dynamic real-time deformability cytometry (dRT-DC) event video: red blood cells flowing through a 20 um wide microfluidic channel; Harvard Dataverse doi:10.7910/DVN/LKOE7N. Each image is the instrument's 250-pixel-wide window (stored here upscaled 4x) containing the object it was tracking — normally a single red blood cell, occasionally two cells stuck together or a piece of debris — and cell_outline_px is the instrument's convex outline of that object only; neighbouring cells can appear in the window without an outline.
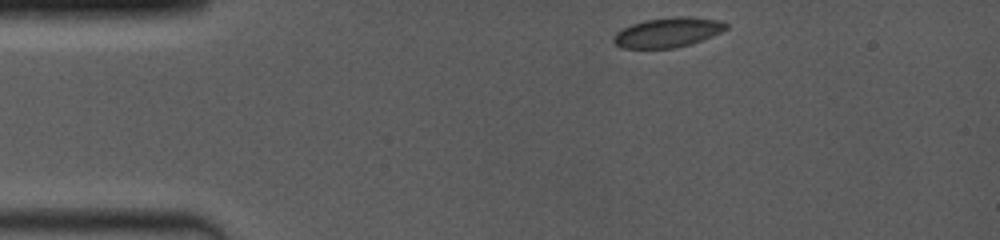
{"species": "common noctule bat (a hibernating species)", "species_latin": "Nyctalus noctula", "temperature_condition": "room temperature", "stored_images_in_passage": 18, "camera_frame_rate_fps": 4000, "um_per_image_px": 0.085, "animal": {"sex": "female", "body_mass_g": 19.0, "forearm_length_mm": 53.3}, "frame": {"image": 1, "passage_image": 1, "time_ms": 0.0, "image_size_px": [1000, 240], "cell_outline_px": [[728, 28], [712, 36], [676, 48], [620, 48], [612, 40], [616, 32], [632, 24], [644, 20], [676, 16], [688, 16], [720, 20], [728, 24]], "centroid_in_image_um": [56.76, 2.74], "position_along_channel_um": 28.2, "area_um2": 19.42}}